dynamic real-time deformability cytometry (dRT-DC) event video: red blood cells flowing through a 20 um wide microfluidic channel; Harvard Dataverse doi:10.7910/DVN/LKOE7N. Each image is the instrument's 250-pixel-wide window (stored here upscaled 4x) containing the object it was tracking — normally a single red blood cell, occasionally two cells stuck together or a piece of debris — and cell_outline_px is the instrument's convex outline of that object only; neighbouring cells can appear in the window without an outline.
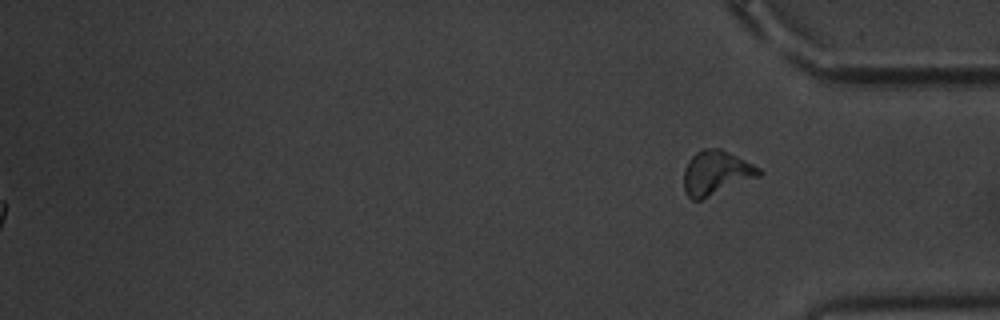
{"species": "common noctule bat (a hibernating species)", "species_latin": "Nyctalus noctula", "temperature_condition": "warm", "stored_images_in_passage": 62, "segment_of_instrument_passage": [2, 2], "camera_frame_rate_fps": 3000, "um_per_image_px": 0.085, "animal": {"sex": "male", "body_mass_g": 20.1, "forearm_length_mm": 53.5}, "frame": {"image": 1, "passage_image": 62, "time_ms": 20.333, "image_size_px": [1000, 320], "cell_outline_px": [[764, 172], [760, 176], [700, 200], [692, 200], [684, 192], [684, 168], [688, 160], [696, 152], [704, 148], [720, 148], [760, 168]], "centroid_in_image_um": [60.85, 14.69], "position_along_channel_um": 374.4, "area_um2": 19.31}}